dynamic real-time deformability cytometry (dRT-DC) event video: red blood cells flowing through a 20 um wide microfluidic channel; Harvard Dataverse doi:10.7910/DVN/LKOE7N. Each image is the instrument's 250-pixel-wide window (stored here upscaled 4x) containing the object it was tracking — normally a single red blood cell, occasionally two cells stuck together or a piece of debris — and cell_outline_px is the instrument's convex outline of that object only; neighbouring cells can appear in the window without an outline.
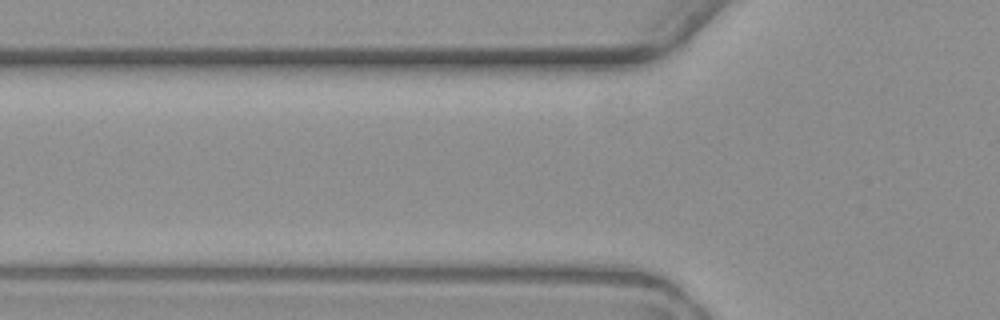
{"species": "common noctule bat (a hibernating species)", "species_latin": "Nyctalus noctula", "temperature_condition": "warm", "stored_images_in_passage": 2, "camera_frame_rate_fps": 3000, "um_per_image_px": 0.085, "animal": {"sex": "female", "body_mass_g": 19.3, "forearm_length_mm": 54.1}, "frame": {"image": 1, "passage_image": 2, "time_ms": 1.0, "image_size_px": [1000, 320], "cell_outline_px": [[612, 280], [504, 280], [500, 276], [504, 272], [564, 264], [612, 264]], "centroid_in_image_um": [47.84, 23.2], "position_along_channel_um": 78.0, "area_um2": 10.87}}